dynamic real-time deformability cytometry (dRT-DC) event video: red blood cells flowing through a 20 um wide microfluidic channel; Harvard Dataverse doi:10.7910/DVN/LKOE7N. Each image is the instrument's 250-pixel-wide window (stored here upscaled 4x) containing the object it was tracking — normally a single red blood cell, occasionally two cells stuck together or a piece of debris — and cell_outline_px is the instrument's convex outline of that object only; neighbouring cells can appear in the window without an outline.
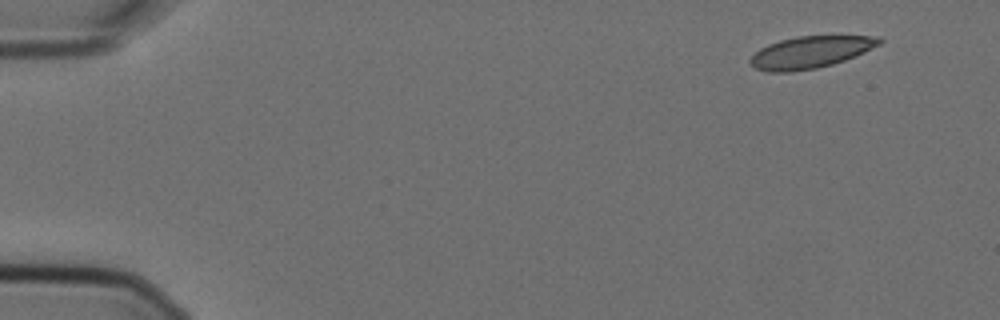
{"species": "Egyptian fruit bat (a non-hibernating species)", "species_latin": "Rousettus aegyptiacus", "temperature_condition": "cold", "stored_images_in_passage": 10, "camera_frame_rate_fps": 3000, "um_per_image_px": 0.085, "animal": {"sex": "female"}, "frame": {"image": 1, "passage_image": 1, "time_ms": 0.0, "image_size_px": [1000, 320], "cell_outline_px": [[884, 40], [880, 44], [856, 56], [832, 64], [816, 68], [792, 72], [768, 72], [756, 68], [748, 60], [760, 48], [768, 44], [780, 40], [796, 36], [880, 36]], "centroid_in_image_um": [68.9, 4.43], "position_along_channel_um": 16.1, "area_um2": 23.99}}
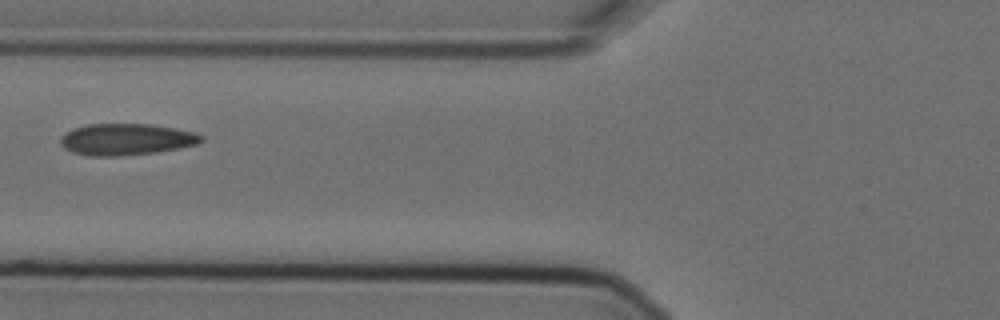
{"frame": {"image": 2, "passage_image": 6, "time_ms": 1.667, "image_size_px": [1000, 320], "cell_outline_px": [[204, 140], [196, 144], [156, 152], [116, 156], [92, 156], [72, 152], [64, 148], [60, 144], [60, 136], [72, 128], [88, 124], [152, 124], [176, 128], [196, 132], [204, 136]], "centroid_in_image_um": [10.72, 11.83], "position_along_channel_um": 115.1, "area_um2": 25.95}}
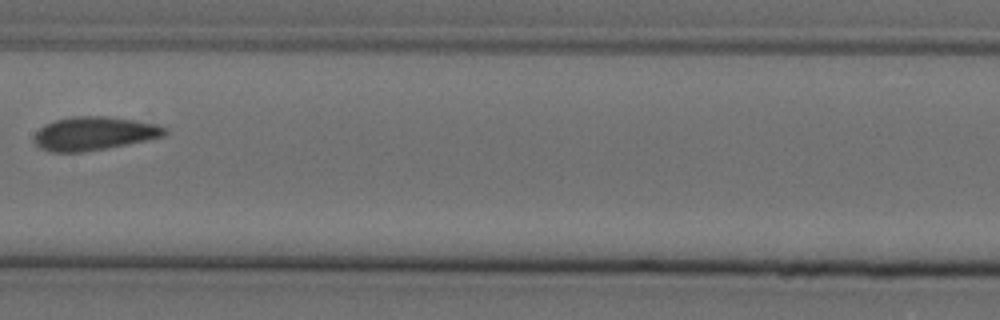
{"frame": {"image": 3, "passage_image": 8, "time_ms": 2.333, "image_size_px": [1000, 320], "cell_outline_px": [[168, 132], [164, 136], [84, 152], [48, 152], [40, 148], [32, 140], [36, 132], [44, 124], [56, 120], [72, 116], [108, 116], [136, 120], [160, 124], [168, 128]], "centroid_in_image_um": [7.99, 11.33], "position_along_channel_um": 199.4, "area_um2": 25.61}}